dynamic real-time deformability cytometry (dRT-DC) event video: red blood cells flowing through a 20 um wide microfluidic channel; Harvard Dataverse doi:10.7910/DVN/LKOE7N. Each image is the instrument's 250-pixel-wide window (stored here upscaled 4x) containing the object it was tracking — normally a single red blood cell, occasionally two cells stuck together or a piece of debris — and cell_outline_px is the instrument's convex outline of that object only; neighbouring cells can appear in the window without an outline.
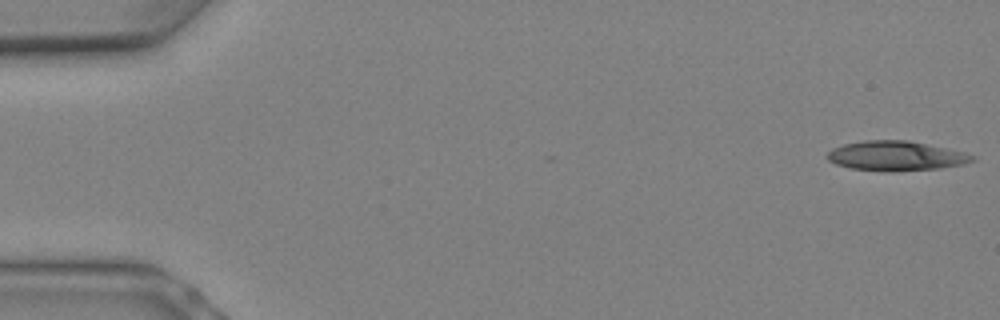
{"species": "Egyptian fruit bat (a non-hibernating species)", "species_latin": "Rousettus aegyptiacus", "temperature_condition": "warm", "stored_images_in_passage": 7, "camera_frame_rate_fps": 3000, "um_per_image_px": 0.085, "animal": {"sex": "female"}, "frame": {"image": 1, "passage_image": 1, "time_ms": 0.0, "image_size_px": [1000, 320], "cell_outline_px": [[976, 160], [964, 164], [940, 168], [892, 172], [888, 172], [852, 168], [836, 164], [828, 160], [824, 156], [832, 148], [844, 144], [868, 140], [904, 140], [964, 152], [976, 156]], "centroid_in_image_um": [76.14, 13.26], "position_along_channel_um": 8.9, "area_um2": 24.97}}
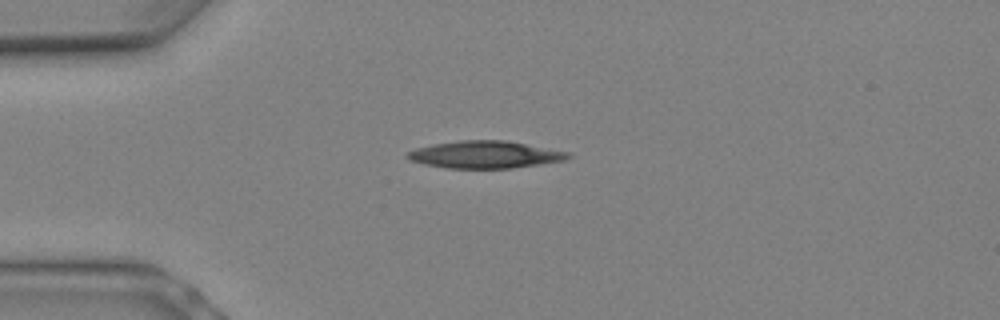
{"frame": {"image": 2, "passage_image": 6, "time_ms": 1.667, "image_size_px": [1000, 320], "cell_outline_px": [[572, 156], [564, 160], [540, 164], [512, 168], [448, 168], [424, 164], [412, 160], [404, 156], [408, 152], [416, 148], [432, 144], [460, 140], [504, 140], [572, 152]], "centroid_in_image_um": [41.25, 13.13], "position_along_channel_um": 43.7, "area_um2": 25.49}}